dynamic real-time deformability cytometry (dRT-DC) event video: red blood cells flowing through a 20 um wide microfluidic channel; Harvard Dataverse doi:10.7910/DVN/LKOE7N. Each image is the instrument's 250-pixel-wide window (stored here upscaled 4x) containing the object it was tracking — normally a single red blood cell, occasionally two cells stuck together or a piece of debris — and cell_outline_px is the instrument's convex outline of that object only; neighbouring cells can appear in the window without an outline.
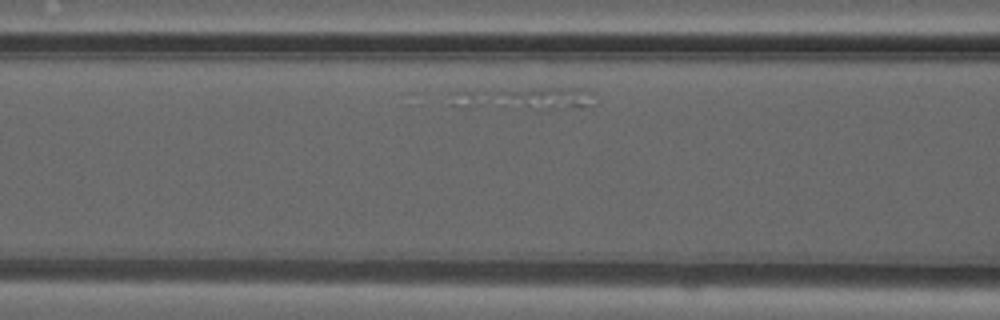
{"species": "common noctule bat (a hibernating species)", "species_latin": "Nyctalus noctula", "temperature_condition": "warm", "stored_images_in_passage": 9, "segment_of_instrument_passage": [2, 2], "camera_frame_rate_fps": 3000, "um_per_image_px": 0.085, "animal": {"sex": "male", "forearm_length_mm": 52.5}, "frame": {"image": 1, "passage_image": 7, "time_ms": 2.0, "image_size_px": [1000, 320], "cell_outline_px": [[596, 92], [584, 104], [544, 108], [500, 104], [496, 92], [532, 88], [588, 88]], "centroid_in_image_um": [46.37, 8.26], "position_along_channel_um": 120.2, "area_um2": 11.44}}